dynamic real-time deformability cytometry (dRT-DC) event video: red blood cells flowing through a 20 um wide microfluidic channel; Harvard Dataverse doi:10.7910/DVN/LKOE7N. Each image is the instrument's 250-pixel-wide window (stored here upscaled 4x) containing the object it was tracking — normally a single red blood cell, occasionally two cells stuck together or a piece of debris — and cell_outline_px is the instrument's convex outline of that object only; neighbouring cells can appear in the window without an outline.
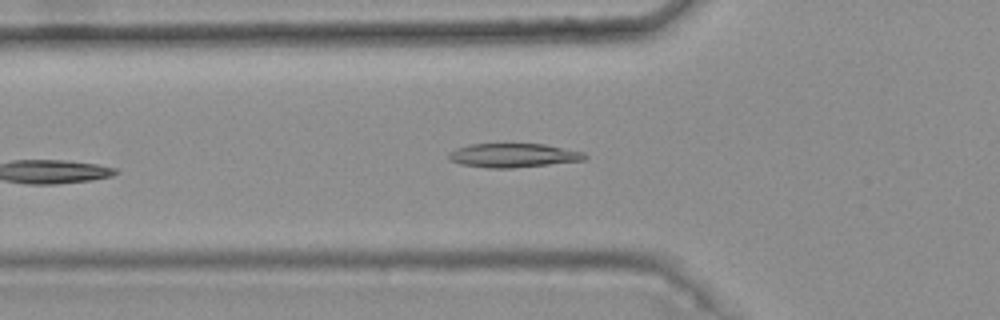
{"species": "common noctule bat (a hibernating species)", "species_latin": "Nyctalus noctula", "temperature_condition": "warm", "stored_images_in_passage": 6, "camera_frame_rate_fps": 3000, "um_per_image_px": 0.085, "animal": {"sex": "female", "body_mass_g": 25.1}, "frame": {"image": 1, "passage_image": 6, "time_ms": 1.667, "image_size_px": [1000, 320], "cell_outline_px": [[588, 156], [584, 160], [512, 168], [488, 168], [460, 164], [448, 160], [448, 152], [456, 148], [468, 144], [544, 144], [584, 152]], "centroid_in_image_um": [43.58, 13.2], "position_along_channel_um": 82.2, "area_um2": 19.02}}